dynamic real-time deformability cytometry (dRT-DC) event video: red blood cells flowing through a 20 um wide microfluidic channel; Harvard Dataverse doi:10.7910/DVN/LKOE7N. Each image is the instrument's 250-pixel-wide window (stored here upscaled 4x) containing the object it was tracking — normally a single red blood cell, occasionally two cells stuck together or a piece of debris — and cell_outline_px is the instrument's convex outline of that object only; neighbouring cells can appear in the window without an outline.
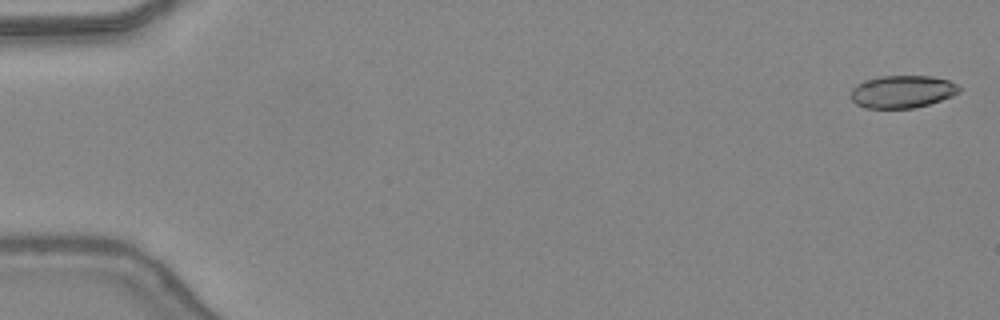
{"species": "common noctule bat (a hibernating species)", "species_latin": "Nyctalus noctula", "temperature_condition": "warm", "stored_images_in_passage": 10, "camera_frame_rate_fps": 3000, "um_per_image_px": 0.085, "animal": {"sex": "female", "body_mass_g": 24.6, "forearm_length_mm": 56.2}, "frame": {"image": 1, "passage_image": 1, "time_ms": 0.0, "image_size_px": [1000, 320], "cell_outline_px": [[960, 92], [952, 96], [928, 104], [912, 108], [864, 108], [856, 104], [852, 100], [852, 88], [864, 80], [880, 76], [932, 76], [948, 80], [956, 84], [960, 88]], "centroid_in_image_um": [76.69, 7.79], "position_along_channel_um": 8.3, "area_um2": 20.46}}